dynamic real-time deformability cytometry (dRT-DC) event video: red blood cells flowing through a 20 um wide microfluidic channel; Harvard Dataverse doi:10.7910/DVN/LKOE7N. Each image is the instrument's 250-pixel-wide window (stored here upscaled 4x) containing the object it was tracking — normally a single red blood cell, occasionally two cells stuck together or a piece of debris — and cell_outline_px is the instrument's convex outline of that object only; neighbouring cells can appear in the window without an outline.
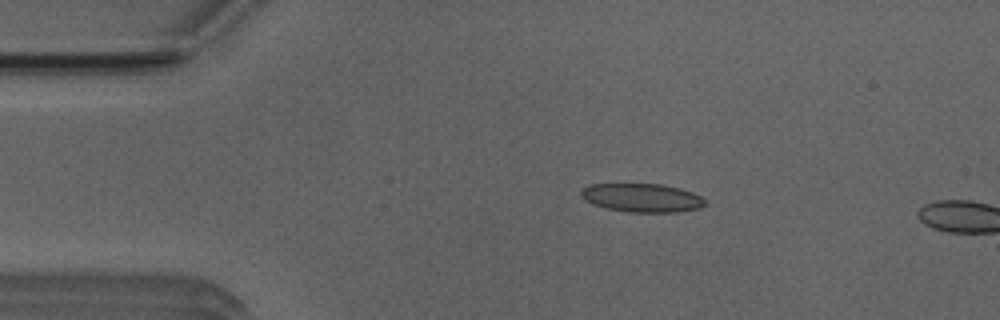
{"species": "Egyptian fruit bat (a non-hibernating species)", "species_latin": "Rousettus aegyptiacus", "temperature_condition": "room temperature", "stored_images_in_passage": 4, "camera_frame_rate_fps": 3000, "um_per_image_px": 0.085, "animal": {"sex": "male"}, "frame": {"image": 1, "passage_image": 3, "time_ms": 2.333, "image_size_px": [1000, 320], "cell_outline_px": [[704, 204], [700, 208], [676, 212], [628, 212], [608, 208], [592, 204], [584, 200], [580, 196], [580, 192], [588, 184], [660, 184], [680, 188], [692, 192], [700, 196], [704, 200]], "centroid_in_image_um": [54.53, 16.81], "position_along_channel_um": 30.5, "area_um2": 20.58}}